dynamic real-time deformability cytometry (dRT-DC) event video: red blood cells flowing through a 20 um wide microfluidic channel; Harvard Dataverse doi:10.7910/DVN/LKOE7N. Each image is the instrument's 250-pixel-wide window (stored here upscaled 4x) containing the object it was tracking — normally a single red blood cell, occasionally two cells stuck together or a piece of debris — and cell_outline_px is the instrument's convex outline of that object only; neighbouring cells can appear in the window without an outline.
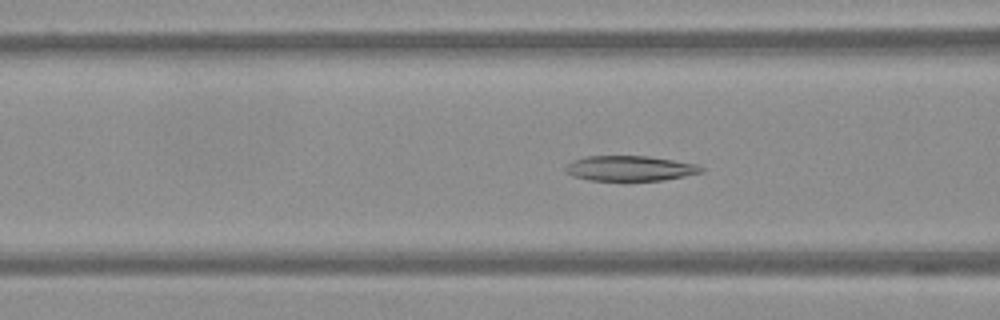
{"species": "Egyptian fruit bat (a non-hibernating species)", "species_latin": "Rousettus aegyptiacus", "temperature_condition": "warm", "stored_images_in_passage": 50, "camera_frame_rate_fps": 3000, "um_per_image_px": 0.085, "frame": {"image": 1, "passage_image": 23, "time_ms": 7.333, "image_size_px": [1000, 320], "cell_outline_px": [[704, 172], [664, 180], [624, 184], [588, 180], [572, 176], [564, 172], [564, 168], [572, 160], [584, 156], [648, 156], [696, 164], [704, 168]], "centroid_in_image_um": [53.49, 14.36], "position_along_channel_um": 113.1, "area_um2": 21.04}}
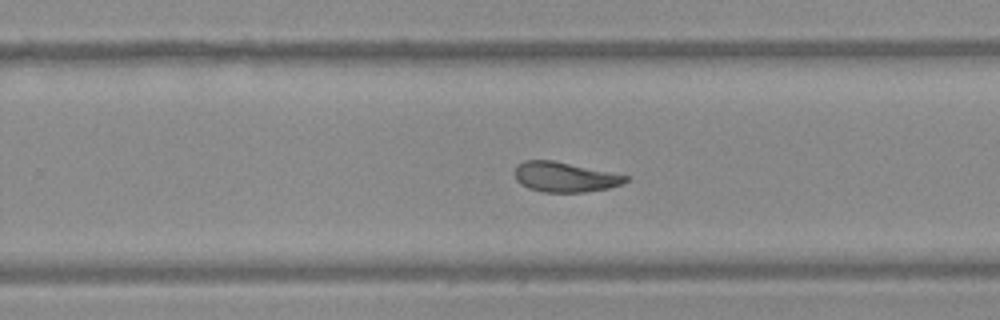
{"frame": {"image": 2, "passage_image": 37, "time_ms": 12.0, "image_size_px": [1000, 320], "cell_outline_px": [[628, 180], [620, 184], [608, 188], [584, 192], [544, 192], [528, 188], [520, 184], [516, 180], [516, 164], [524, 160], [552, 160], [628, 176]], "centroid_in_image_um": [47.95, 15.05], "position_along_channel_um": 281.8, "area_um2": 19.07}}
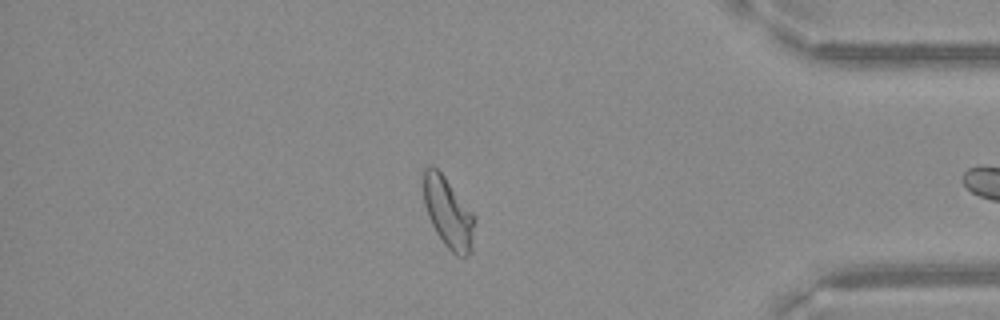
{"frame": {"image": 3, "passage_image": 49, "time_ms": 16.0, "image_size_px": [1000, 320], "cell_outline_px": [[476, 220], [472, 252], [468, 256], [456, 256], [444, 244], [436, 232], [428, 216], [424, 204], [424, 168], [432, 164], [444, 176], [476, 216]], "centroid_in_image_um": [38.14, 18.12], "position_along_channel_um": 397.1, "area_um2": 21.15}}